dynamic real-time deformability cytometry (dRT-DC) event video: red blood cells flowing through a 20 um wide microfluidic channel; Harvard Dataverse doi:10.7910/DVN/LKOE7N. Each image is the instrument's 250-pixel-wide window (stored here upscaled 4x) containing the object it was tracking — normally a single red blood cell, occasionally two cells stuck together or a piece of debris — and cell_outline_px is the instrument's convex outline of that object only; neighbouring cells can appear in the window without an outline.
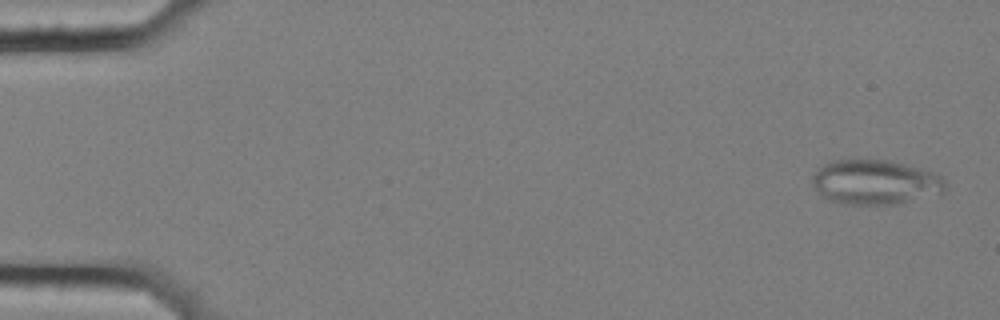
{"species": "common noctule bat (a hibernating species)", "species_latin": "Nyctalus noctula", "temperature_condition": "cold", "stored_images_in_passage": 57, "segment_of_instrument_passage": [1, 2], "camera_frame_rate_fps": 3000, "um_per_image_px": 0.085, "animal": {"sex": "female", "body_mass_g": 25.1}, "frame": {"image": 1, "passage_image": 2, "time_ms": 0.333, "image_size_px": [1000, 320], "cell_outline_px": [[944, 192], [896, 204], [840, 204], [828, 200], [820, 196], [812, 188], [812, 176], [816, 168], [832, 160], [888, 160], [920, 168], [932, 172], [940, 176], [944, 180]], "centroid_in_image_um": [74.3, 15.49], "position_along_channel_um": 10.7, "area_um2": 34.74}}